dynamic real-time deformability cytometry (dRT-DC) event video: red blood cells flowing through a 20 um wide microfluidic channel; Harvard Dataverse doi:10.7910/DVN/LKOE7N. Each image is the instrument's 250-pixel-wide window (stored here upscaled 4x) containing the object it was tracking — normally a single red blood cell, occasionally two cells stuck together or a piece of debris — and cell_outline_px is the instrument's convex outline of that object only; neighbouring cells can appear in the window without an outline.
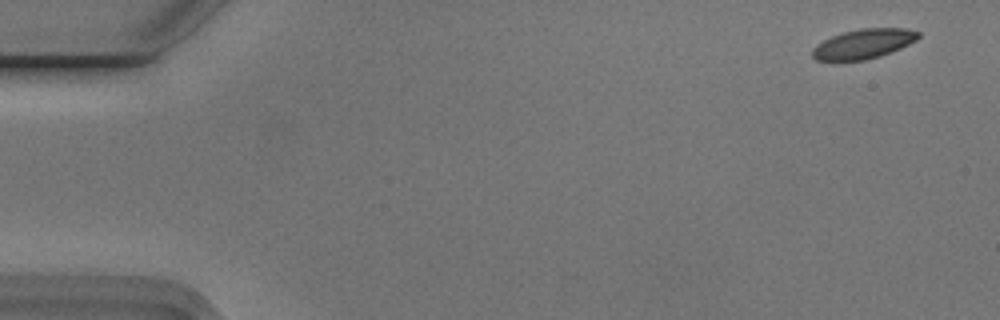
{"species": "Egyptian fruit bat (a non-hibernating species)", "species_latin": "Rousettus aegyptiacus", "temperature_condition": "cold", "stored_images_in_passage": 5, "camera_frame_rate_fps": 3000, "um_per_image_px": 0.085, "animal": {"sex": "male"}, "frame": {"image": 1, "passage_image": 1, "time_ms": 0.0, "image_size_px": [1000, 320], "cell_outline_px": [[920, 36], [916, 40], [900, 48], [880, 56], [864, 60], [816, 60], [812, 56], [812, 48], [816, 44], [832, 36], [844, 32], [860, 28], [908, 28], [920, 32]], "centroid_in_image_um": [73.4, 3.71], "position_along_channel_um": 11.6, "area_um2": 18.21}}